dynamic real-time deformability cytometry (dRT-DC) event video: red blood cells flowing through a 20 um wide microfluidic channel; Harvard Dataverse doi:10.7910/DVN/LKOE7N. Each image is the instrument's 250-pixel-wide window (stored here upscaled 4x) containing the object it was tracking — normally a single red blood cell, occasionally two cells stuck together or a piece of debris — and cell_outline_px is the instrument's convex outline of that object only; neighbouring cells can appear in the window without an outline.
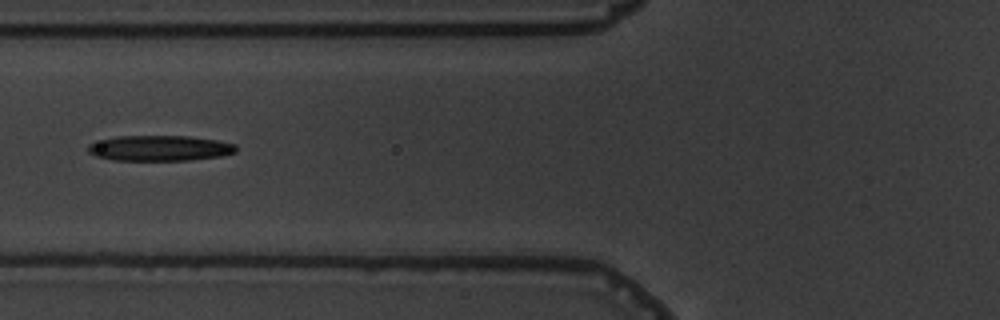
{"species": "common noctule bat (a hibernating species)", "species_latin": "Nyctalus noctula", "temperature_condition": "warm", "stored_images_in_passage": 7, "camera_frame_rate_fps": 3000, "um_per_image_px": 0.085, "animal": {"sex": "male", "body_mass_g": 19.5, "forearm_length_mm": 54.6}, "frame": {"image": 1, "passage_image": 4, "time_ms": 3.667, "image_size_px": [1000, 320], "cell_outline_px": [[236, 152], [220, 156], [188, 160], [112, 160], [96, 156], [88, 152], [88, 144], [116, 136], [188, 136], [216, 140], [236, 144]], "centroid_in_image_um": [13.57, 12.59], "position_along_channel_um": 112.2, "area_um2": 21.85}}
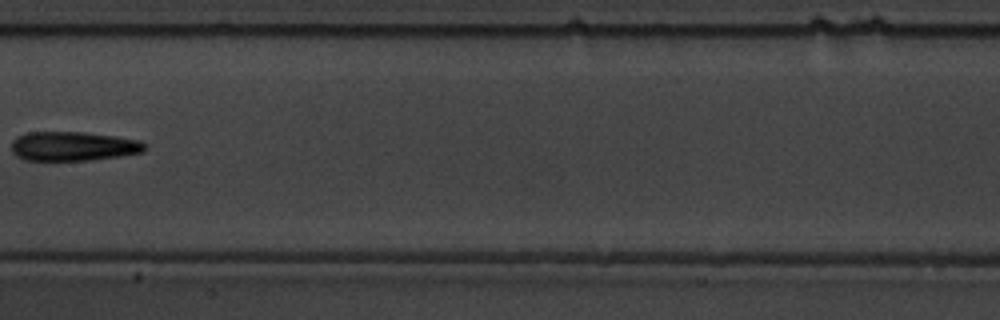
{"frame": {"image": 2, "passage_image": 6, "time_ms": 6.0, "image_size_px": [1000, 320], "cell_outline_px": [[148, 148], [144, 152], [120, 156], [92, 160], [24, 160], [16, 156], [12, 152], [12, 140], [16, 136], [28, 132], [84, 132], [116, 136], [140, 140], [148, 144]], "centroid_in_image_um": [6.26, 12.42], "position_along_channel_um": 201.1, "area_um2": 23.06}}
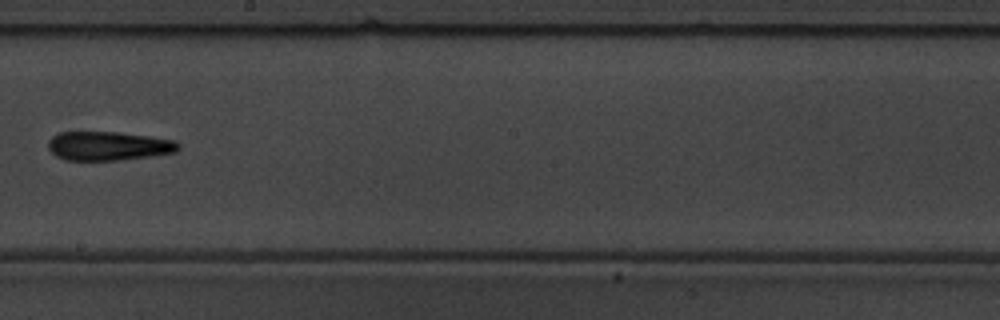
{"frame": {"image": 3, "passage_image": 7, "time_ms": 7.0, "image_size_px": [1000, 320], "cell_outline_px": [[180, 148], [176, 152], [152, 156], [116, 160], [64, 160], [56, 156], [48, 148], [48, 140], [52, 136], [60, 132], [116, 132], [148, 136], [176, 140], [180, 144]], "centroid_in_image_um": [9.22, 12.4], "position_along_channel_um": 239.0, "area_um2": 22.02}}